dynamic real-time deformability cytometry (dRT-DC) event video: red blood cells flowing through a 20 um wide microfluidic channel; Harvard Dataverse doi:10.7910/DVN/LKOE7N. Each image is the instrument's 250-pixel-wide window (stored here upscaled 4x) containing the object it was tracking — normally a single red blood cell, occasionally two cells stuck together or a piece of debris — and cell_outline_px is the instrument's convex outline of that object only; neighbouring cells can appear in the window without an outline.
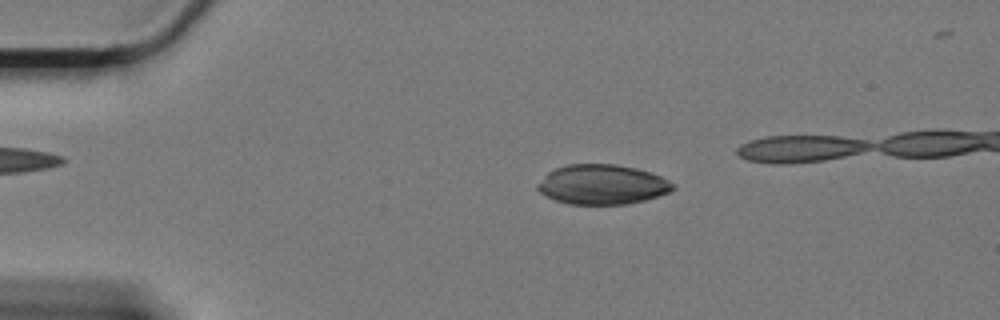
{"species": "Egyptian fruit bat (a non-hibernating species)", "species_latin": "Rousettus aegyptiacus", "temperature_condition": "cold", "stored_images_in_passage": 53, "camera_frame_rate_fps": 3000, "um_per_image_px": 0.085, "animal": {"sex": "female"}, "frame": {"image": 1, "passage_image": 12, "time_ms": 3.667, "image_size_px": [1000, 320], "cell_outline_px": [[676, 188], [668, 192], [644, 200], [624, 204], [572, 204], [556, 200], [540, 192], [536, 188], [536, 184], [548, 172], [556, 168], [568, 164], [616, 164], [636, 168], [660, 176], [676, 184]], "centroid_in_image_um": [51.18, 15.67], "position_along_channel_um": 33.8, "area_um2": 31.15}}
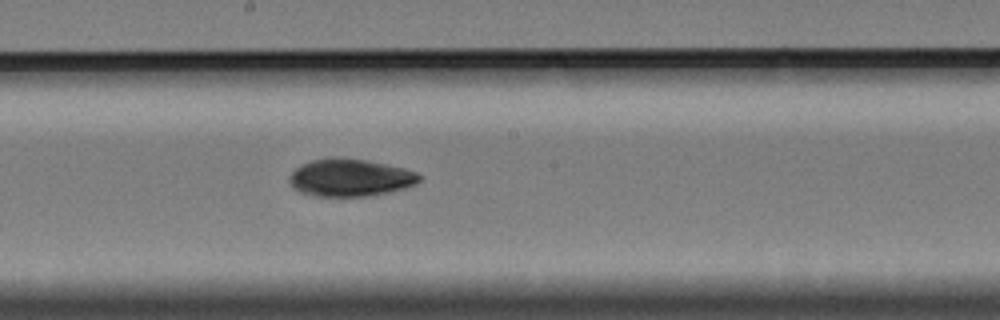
{"frame": {"image": 2, "passage_image": 33, "time_ms": 10.667, "image_size_px": [1000, 320], "cell_outline_px": [[424, 176], [416, 184], [404, 188], [388, 192], [364, 196], [312, 196], [300, 192], [292, 188], [288, 180], [292, 172], [296, 168], [312, 160], [332, 156], [336, 156], [364, 160], [388, 164], [404, 168], [416, 172]], "centroid_in_image_um": [29.76, 15.09], "position_along_channel_um": 218.4, "area_um2": 28.55}}
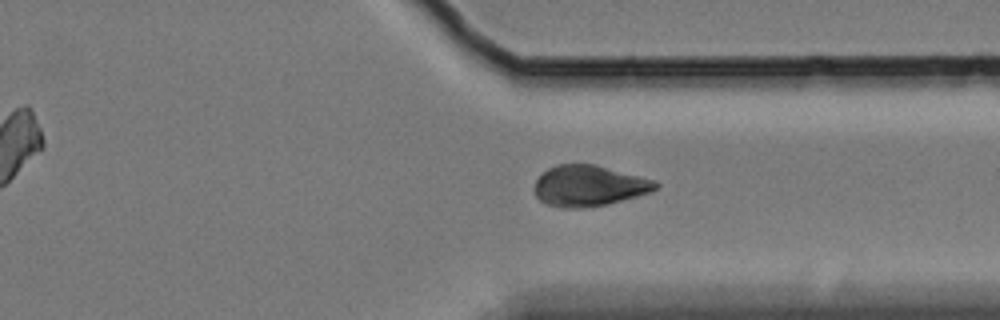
{"frame": {"image": 3, "passage_image": 46, "time_ms": 15.0, "image_size_px": [1000, 320], "cell_outline_px": [[660, 184], [652, 192], [608, 204], [588, 208], [560, 208], [548, 204], [540, 200], [536, 196], [532, 188], [536, 180], [548, 168], [556, 164], [596, 164], [656, 180]], "centroid_in_image_um": [50.07, 15.79], "position_along_channel_um": 361.3, "area_um2": 29.25}}